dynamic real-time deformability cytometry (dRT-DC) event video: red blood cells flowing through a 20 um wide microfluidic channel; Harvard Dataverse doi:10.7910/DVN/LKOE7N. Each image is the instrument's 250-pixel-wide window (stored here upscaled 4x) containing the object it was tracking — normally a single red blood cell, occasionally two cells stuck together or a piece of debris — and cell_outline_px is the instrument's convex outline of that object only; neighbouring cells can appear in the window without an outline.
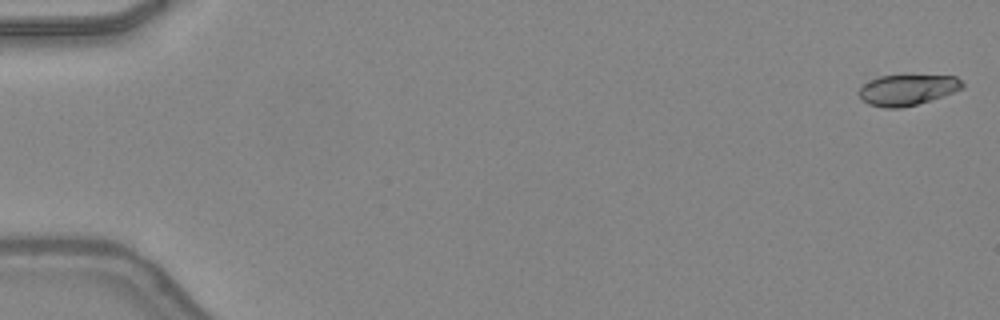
{"species": "common noctule bat (a hibernating species)", "species_latin": "Nyctalus noctula", "temperature_condition": "warm", "stored_images_in_passage": 14, "camera_frame_rate_fps": 3000, "um_per_image_px": 0.085, "animal": {"sex": "female", "body_mass_g": 24.6, "forearm_length_mm": 56.2}, "frame": {"image": 1, "passage_image": 1, "time_ms": 0.0, "image_size_px": [1000, 320], "cell_outline_px": [[964, 88], [916, 104], [900, 108], [884, 108], [868, 104], [860, 100], [856, 92], [864, 84], [880, 76], [908, 72], [956, 76], [964, 84]], "centroid_in_image_um": [77.1, 7.58], "position_along_channel_um": 7.9, "area_um2": 19.36}}
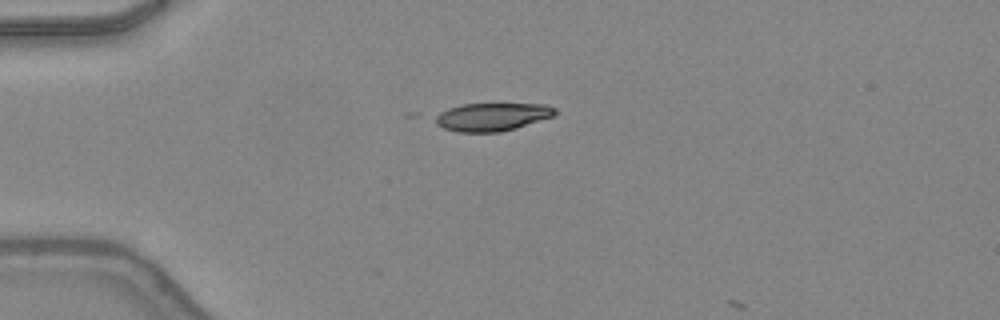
{"frame": {"image": 2, "passage_image": 13, "time_ms": 4.0, "image_size_px": [1000, 320], "cell_outline_px": [[556, 112], [552, 116], [516, 128], [500, 132], [456, 132], [444, 128], [436, 124], [428, 116], [448, 108], [460, 104], [544, 104], [556, 108]], "centroid_in_image_um": [41.71, 9.93], "position_along_channel_um": 43.3, "area_um2": 19.83}}